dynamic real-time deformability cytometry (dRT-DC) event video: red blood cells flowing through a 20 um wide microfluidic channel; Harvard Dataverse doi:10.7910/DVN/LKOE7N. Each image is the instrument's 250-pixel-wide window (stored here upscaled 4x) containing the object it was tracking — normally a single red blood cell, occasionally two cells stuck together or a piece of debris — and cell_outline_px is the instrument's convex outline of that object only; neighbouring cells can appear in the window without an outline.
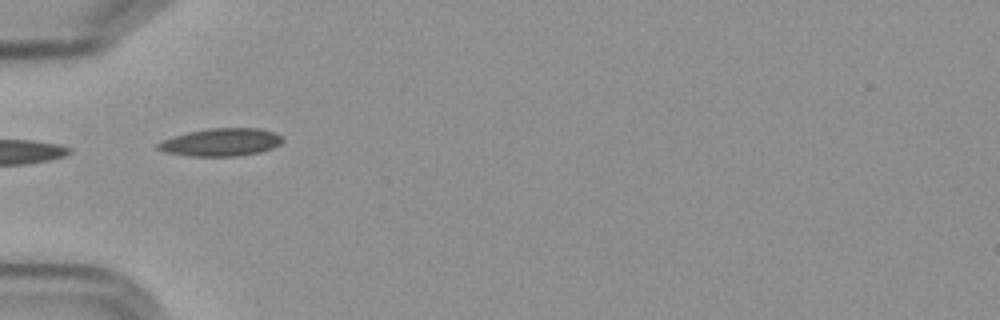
{"species": "Egyptian fruit bat (a non-hibernating species)", "species_latin": "Rousettus aegyptiacus", "temperature_condition": "cold", "stored_images_in_passage": 10, "camera_frame_rate_fps": 3000, "um_per_image_px": 0.085, "frame": {"image": 1, "passage_image": 1, "time_ms": 0.0, "image_size_px": [1000, 320], "cell_outline_px": [[284, 140], [280, 144], [272, 148], [260, 152], [236, 156], [188, 156], [164, 152], [156, 148], [156, 144], [164, 140], [188, 132], [208, 128], [260, 128], [276, 132]], "centroid_in_image_um": [18.8, 12.09], "position_along_channel_um": 66.2, "area_um2": 20.17}}